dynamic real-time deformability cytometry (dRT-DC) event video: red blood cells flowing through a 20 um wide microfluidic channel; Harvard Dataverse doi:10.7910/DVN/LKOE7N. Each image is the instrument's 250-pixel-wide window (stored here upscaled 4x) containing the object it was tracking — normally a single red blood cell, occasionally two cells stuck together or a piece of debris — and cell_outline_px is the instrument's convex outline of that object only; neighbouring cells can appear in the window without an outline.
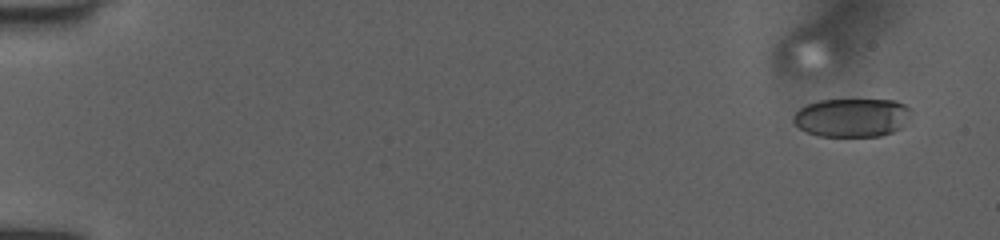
{"species": "human", "species_latin": "Homo sapiens", "temperature_condition": "room temperature", "stored_images_in_passage": 52, "camera_frame_rate_fps": 3000, "um_per_image_px": 0.085, "donor": {"sex": "female"}, "frame": {"image": 1, "passage_image": 3, "time_ms": 0.667, "image_size_px": [1000, 240], "cell_outline_px": [[912, 116], [900, 128], [892, 132], [880, 136], [820, 136], [808, 132], [800, 128], [792, 120], [792, 116], [800, 108], [808, 104], [820, 100], [896, 100], [912, 108]], "centroid_in_image_um": [72.46, 9.99], "position_along_channel_um": 12.5, "area_um2": 26.59}}
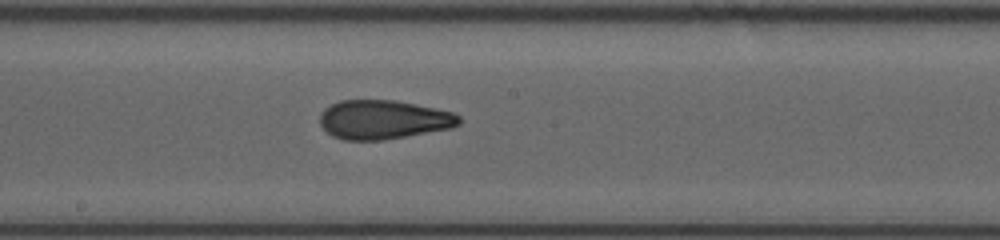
{"frame": {"image": 2, "passage_image": 30, "time_ms": 9.667, "image_size_px": [1000, 240], "cell_outline_px": [[460, 124], [452, 128], [384, 140], [344, 140], [332, 136], [320, 124], [320, 112], [324, 108], [340, 100], [396, 100], [436, 108], [452, 112], [460, 116]], "centroid_in_image_um": [32.59, 10.16], "position_along_channel_um": 215.6, "area_um2": 31.79}}
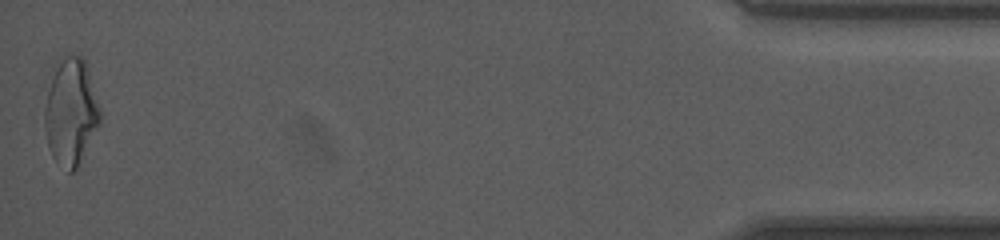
{"frame": {"image": 3, "passage_image": 52, "time_ms": 17.0, "image_size_px": [1000, 240], "cell_outline_px": [[100, 124], [76, 168], [72, 172], [68, 172], [52, 156], [48, 144], [44, 128], [44, 112], [52, 64], [60, 56], [80, 56], [84, 60], [88, 72], [100, 112]], "centroid_in_image_um": [5.97, 9.47], "position_along_channel_um": 429.2, "area_um2": 34.22}, "authors_computed_cell_mechanics": {"area_um2": 31.0386, "velocity_mm_per_s": 4.0394, "shape_relaxation_time_tau1_ms": 5.6461, "shape_relaxation_time_tau2_ms": 2.0093, "deformation_change_tau1": 0.1836, "deformation_change_tau2": 0.1011}}